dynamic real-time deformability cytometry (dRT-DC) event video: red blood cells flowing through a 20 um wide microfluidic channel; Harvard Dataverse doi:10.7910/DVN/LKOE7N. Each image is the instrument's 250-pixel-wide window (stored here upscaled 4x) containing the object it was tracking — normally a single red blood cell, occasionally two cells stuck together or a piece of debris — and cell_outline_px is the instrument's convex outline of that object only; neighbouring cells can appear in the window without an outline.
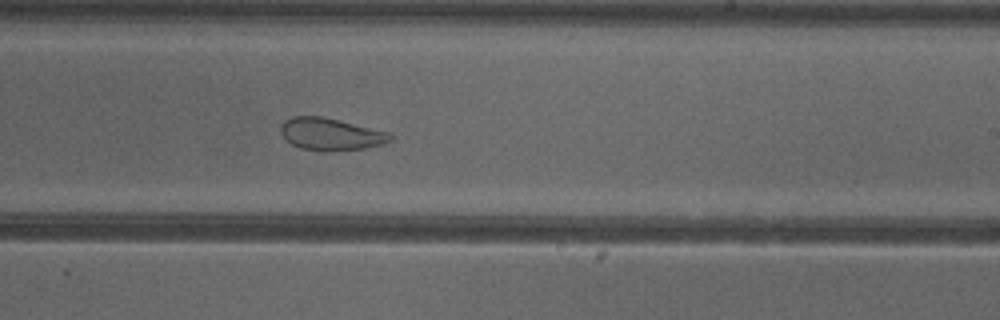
{"species": "common noctule bat (a hibernating species)", "species_latin": "Nyctalus noctula", "temperature_condition": "cold", "stored_images_in_passage": 38, "camera_frame_rate_fps": 3000, "um_per_image_px": 0.085, "animal": {"sex": "female"}, "frame": {"image": 1, "passage_image": 32, "time_ms": 10.333, "image_size_px": [1000, 320], "cell_outline_px": [[392, 140], [384, 144], [364, 148], [300, 148], [292, 144], [280, 132], [280, 124], [284, 120], [292, 116], [320, 116], [388, 132], [392, 136]], "centroid_in_image_um": [28.08, 11.35], "position_along_channel_um": 260.9, "area_um2": 19.54}}